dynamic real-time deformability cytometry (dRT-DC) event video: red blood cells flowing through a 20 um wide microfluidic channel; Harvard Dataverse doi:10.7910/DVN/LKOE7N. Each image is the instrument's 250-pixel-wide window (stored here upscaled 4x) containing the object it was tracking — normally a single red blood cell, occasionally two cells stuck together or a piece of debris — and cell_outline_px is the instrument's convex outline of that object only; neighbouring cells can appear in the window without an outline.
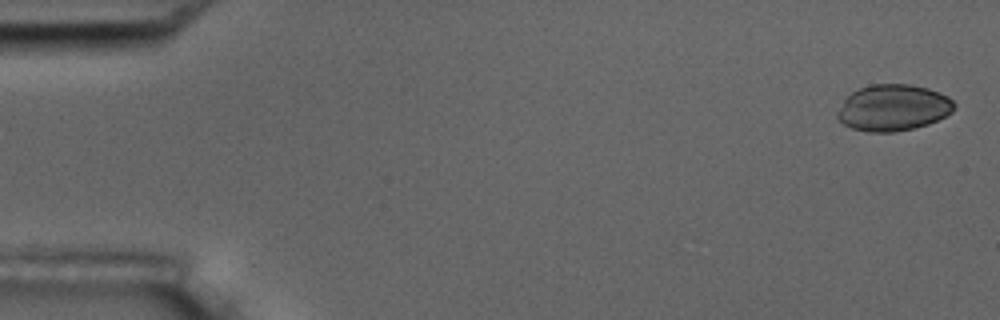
{"species": "common noctule bat (a hibernating species)", "species_latin": "Nyctalus noctula", "temperature_condition": "room temperature", "stored_images_in_passage": 6, "camera_frame_rate_fps": 3000, "um_per_image_px": 0.085, "animal": {"sex": "male", "body_mass_g": 17.5, "forearm_length_mm": 52.3}, "frame": {"image": 1, "passage_image": 1, "time_ms": 0.0, "image_size_px": [1000, 320], "cell_outline_px": [[956, 104], [952, 112], [928, 124], [912, 128], [892, 132], [868, 132], [852, 128], [844, 124], [836, 116], [836, 112], [844, 100], [852, 92], [860, 88], [872, 84], [908, 84], [928, 88], [948, 96]], "centroid_in_image_um": [75.91, 9.15], "position_along_channel_um": 9.1, "area_um2": 31.39}}
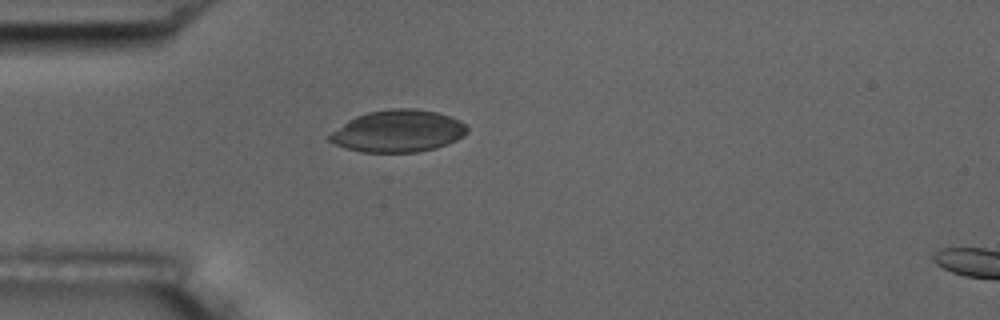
{"frame": {"image": 2, "passage_image": 5, "time_ms": 4.667, "image_size_px": [1000, 320], "cell_outline_px": [[468, 132], [464, 136], [448, 144], [436, 148], [416, 152], [360, 152], [336, 144], [328, 140], [328, 136], [332, 132], [348, 120], [356, 116], [368, 112], [392, 108], [412, 108], [436, 112], [460, 120], [468, 128]], "centroid_in_image_um": [33.85, 11.14], "position_along_channel_um": 51.1, "area_um2": 33.58}}